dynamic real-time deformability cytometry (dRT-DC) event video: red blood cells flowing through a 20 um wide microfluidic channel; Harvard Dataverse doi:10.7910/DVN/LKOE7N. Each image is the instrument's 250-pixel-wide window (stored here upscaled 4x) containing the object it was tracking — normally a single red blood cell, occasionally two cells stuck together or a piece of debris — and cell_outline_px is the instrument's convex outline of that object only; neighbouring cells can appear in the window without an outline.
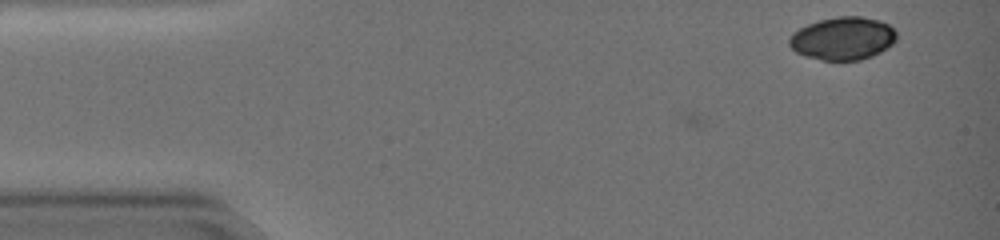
{"species": "common noctule bat (a hibernating species)", "species_latin": "Nyctalus noctula", "temperature_condition": "warm", "stored_images_in_passage": 7, "camera_frame_rate_fps": 3000, "um_per_image_px": 0.085, "animal": {"sex": "female", "body_mass_g": 19.0, "forearm_length_mm": 51.5}, "frame": {"image": 1, "passage_image": 7, "time_ms": 2.0, "image_size_px": [1000, 240], "cell_outline_px": [[896, 40], [888, 48], [872, 56], [860, 60], [820, 60], [804, 56], [796, 52], [788, 44], [788, 40], [800, 28], [808, 24], [820, 20], [840, 16], [860, 16], [880, 20], [888, 24], [896, 32]], "centroid_in_image_um": [71.66, 3.27], "position_along_channel_um": 13.3, "area_um2": 26.76}}